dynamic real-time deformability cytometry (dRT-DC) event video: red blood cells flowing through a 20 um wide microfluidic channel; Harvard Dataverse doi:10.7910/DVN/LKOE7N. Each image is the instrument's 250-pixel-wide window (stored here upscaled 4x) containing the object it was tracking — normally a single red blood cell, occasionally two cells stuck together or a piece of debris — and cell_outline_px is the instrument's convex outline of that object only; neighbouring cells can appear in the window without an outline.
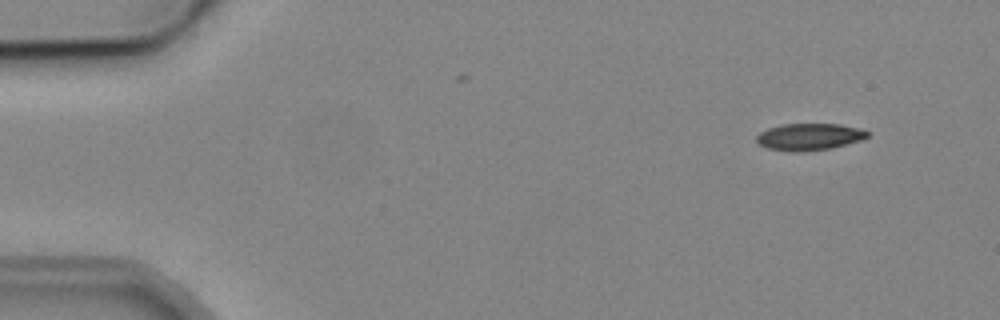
{"species": "common noctule bat (a hibernating species)", "species_latin": "Nyctalus noctula", "temperature_condition": "cold", "stored_images_in_passage": 5, "camera_frame_rate_fps": 3000, "um_per_image_px": 0.085, "animal": {"sex": "male", "body_mass_g": 19.2, "forearm_length_mm": 51.8}, "frame": {"image": 1, "passage_image": 2, "time_ms": 1.0, "image_size_px": [1000, 320], "cell_outline_px": [[868, 136], [860, 140], [832, 148], [804, 152], [792, 152], [768, 148], [760, 144], [756, 140], [756, 136], [760, 132], [768, 128], [780, 124], [840, 124], [856, 128], [868, 132]], "centroid_in_image_um": [68.74, 11.63], "position_along_channel_um": 16.3, "area_um2": 17.28}}